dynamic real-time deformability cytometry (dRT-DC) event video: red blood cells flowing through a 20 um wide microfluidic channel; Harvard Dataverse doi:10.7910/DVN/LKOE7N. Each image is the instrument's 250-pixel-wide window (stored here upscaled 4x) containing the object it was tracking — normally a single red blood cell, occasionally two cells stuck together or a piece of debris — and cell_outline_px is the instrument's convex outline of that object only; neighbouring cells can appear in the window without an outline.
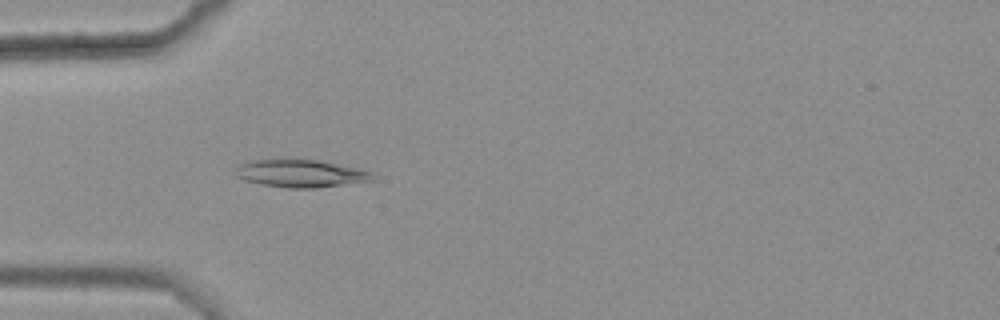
{"species": "common noctule bat (a hibernating species)", "species_latin": "Nyctalus noctula", "temperature_condition": "warm", "stored_images_in_passage": 34, "camera_frame_rate_fps": 3000, "um_per_image_px": 0.085, "animal": {"sex": "female", "body_mass_g": 25.1}, "frame": {"image": 1, "passage_image": 3, "time_ms": 0.667, "image_size_px": [1000, 320], "cell_outline_px": [[376, 180], [316, 188], [288, 188], [264, 184], [244, 180], [236, 176], [236, 164], [252, 160], [316, 160], [360, 168], [372, 172], [376, 176]], "centroid_in_image_um": [25.6, 14.75], "position_along_channel_um": 59.4, "area_um2": 22.02}}
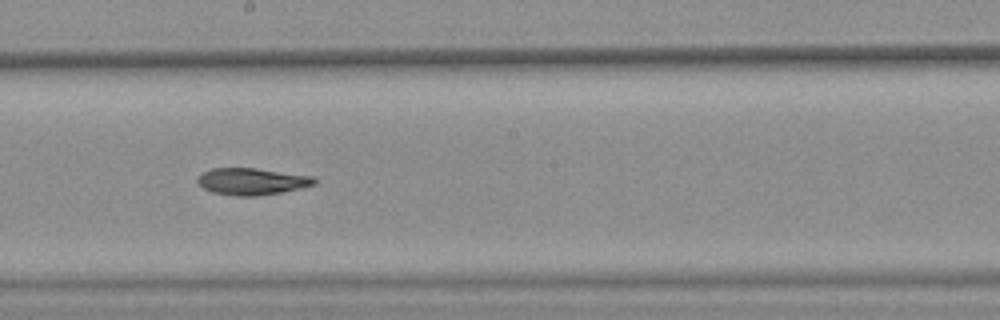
{"frame": {"image": 2, "passage_image": 17, "time_ms": 5.333, "image_size_px": [1000, 320], "cell_outline_px": [[316, 184], [300, 188], [280, 192], [256, 196], [236, 196], [212, 192], [204, 188], [196, 180], [204, 172], [212, 168], [256, 168], [312, 176], [316, 180]], "centroid_in_image_um": [21.41, 15.42], "position_along_channel_um": 226.8, "area_um2": 18.03}}
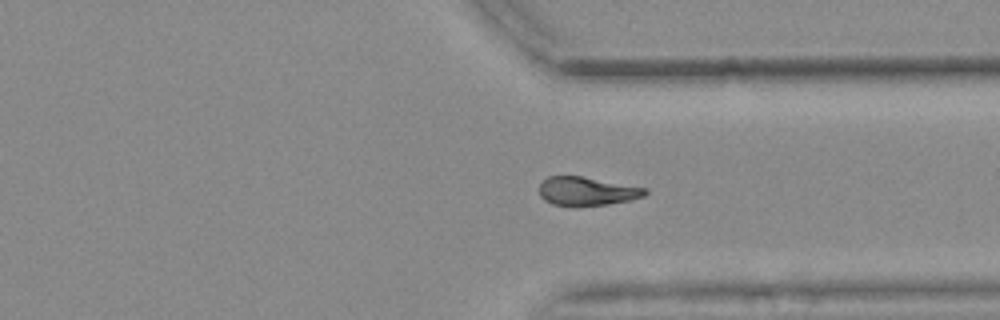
{"frame": {"image": 3, "passage_image": 28, "time_ms": 9.0, "image_size_px": [1000, 320], "cell_outline_px": [[648, 192], [644, 196], [628, 200], [608, 204], [552, 204], [544, 200], [540, 196], [540, 184], [548, 176], [580, 176], [648, 188]], "centroid_in_image_um": [49.9, 16.22], "position_along_channel_um": 361.5, "area_um2": 17.11}}